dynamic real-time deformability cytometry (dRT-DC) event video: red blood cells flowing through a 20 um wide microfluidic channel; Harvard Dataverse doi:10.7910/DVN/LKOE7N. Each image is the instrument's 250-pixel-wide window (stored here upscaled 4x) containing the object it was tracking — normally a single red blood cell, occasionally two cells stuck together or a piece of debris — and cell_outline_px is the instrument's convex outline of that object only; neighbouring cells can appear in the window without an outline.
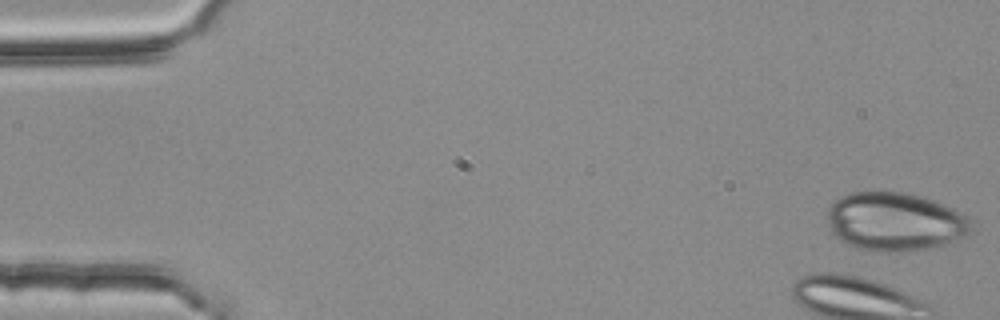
{"species": "common noctule bat (a hibernating species)", "species_latin": "Nyctalus noctula", "temperature_condition": "room temperature", "stored_images_in_passage": 50, "camera_frame_rate_fps": 3000, "um_per_image_px": 0.085, "animal": {"sex": "female", "body_mass_g": 25.1}, "frame": {"image": 1, "passage_image": 1, "time_ms": 0.0, "image_size_px": [1000, 320], "cell_outline_px": [[972, 220], [968, 236], [928, 248], [900, 252], [876, 252], [856, 248], [840, 240], [832, 232], [828, 224], [828, 208], [840, 196], [848, 192], [876, 188], [908, 192], [924, 196], [952, 208], [968, 216]], "centroid_in_image_um": [76.04, 18.79], "position_along_channel_um": 9.0, "area_um2": 50.17}}